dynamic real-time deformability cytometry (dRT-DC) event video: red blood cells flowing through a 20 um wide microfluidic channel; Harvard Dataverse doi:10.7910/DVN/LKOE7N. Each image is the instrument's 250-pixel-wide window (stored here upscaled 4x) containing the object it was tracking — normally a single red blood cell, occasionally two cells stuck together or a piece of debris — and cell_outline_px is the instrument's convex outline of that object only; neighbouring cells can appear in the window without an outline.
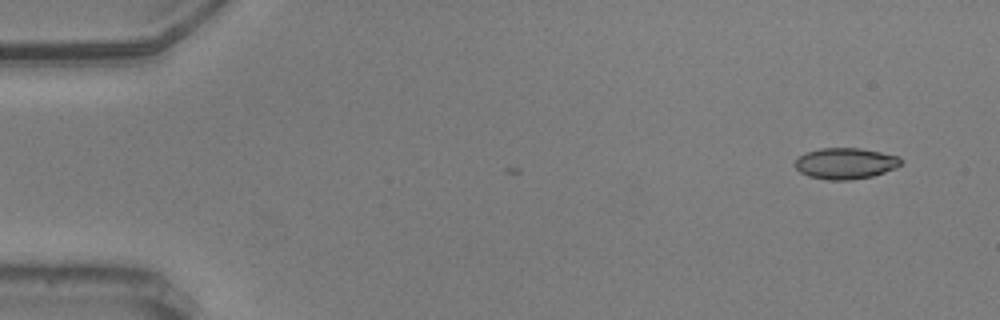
{"species": "common noctule bat (a hibernating species)", "species_latin": "Nyctalus noctula", "temperature_condition": "warm", "stored_images_in_passage": 6, "camera_frame_rate_fps": 3000, "um_per_image_px": 0.085, "animal": {"sex": "male", "body_mass_g": 20.5, "forearm_length_mm": 52.5}, "frame": {"image": 1, "passage_image": 6, "time_ms": 1.667, "image_size_px": [1000, 320], "cell_outline_px": [[904, 160], [896, 168], [872, 176], [852, 180], [828, 180], [808, 176], [800, 172], [796, 168], [796, 160], [804, 152], [820, 148], [860, 148], [900, 156]], "centroid_in_image_um": [71.88, 13.89], "position_along_channel_um": 13.1, "area_um2": 19.31}}